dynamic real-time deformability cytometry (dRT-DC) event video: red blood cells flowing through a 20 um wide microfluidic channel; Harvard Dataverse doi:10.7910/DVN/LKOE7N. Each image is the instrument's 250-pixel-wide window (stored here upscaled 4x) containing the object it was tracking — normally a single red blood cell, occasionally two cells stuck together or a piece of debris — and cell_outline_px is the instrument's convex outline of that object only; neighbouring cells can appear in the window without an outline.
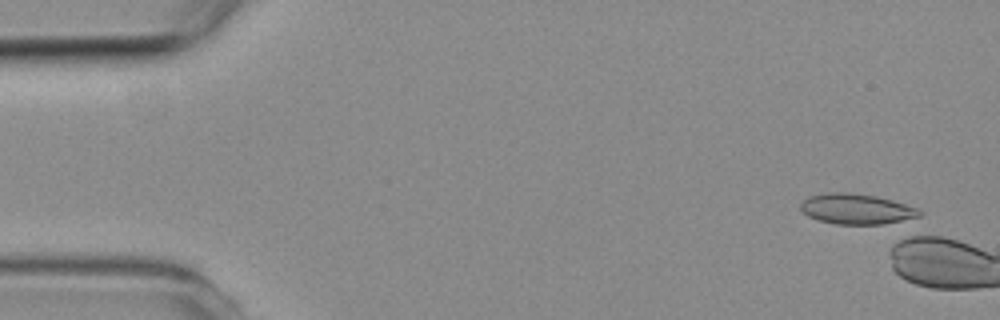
{"species": "common noctule bat (a hibernating species)", "species_latin": "Nyctalus noctula", "temperature_condition": "room temperature", "stored_images_in_passage": 8, "camera_frame_rate_fps": 3000, "um_per_image_px": 0.085, "animal": {"sex": "female", "body_mass_g": 19.3, "forearm_length_mm": 54.1}, "frame": {"image": 1, "passage_image": 1, "time_ms": 0.0, "image_size_px": [1000, 320], "cell_outline_px": [[924, 212], [920, 216], [912, 220], [884, 224], [836, 224], [820, 220], [808, 216], [800, 208], [800, 204], [808, 196], [828, 192], [848, 192], [872, 196], [892, 200], [916, 208]], "centroid_in_image_um": [72.84, 17.77], "position_along_channel_um": 12.2, "area_um2": 21.1}}